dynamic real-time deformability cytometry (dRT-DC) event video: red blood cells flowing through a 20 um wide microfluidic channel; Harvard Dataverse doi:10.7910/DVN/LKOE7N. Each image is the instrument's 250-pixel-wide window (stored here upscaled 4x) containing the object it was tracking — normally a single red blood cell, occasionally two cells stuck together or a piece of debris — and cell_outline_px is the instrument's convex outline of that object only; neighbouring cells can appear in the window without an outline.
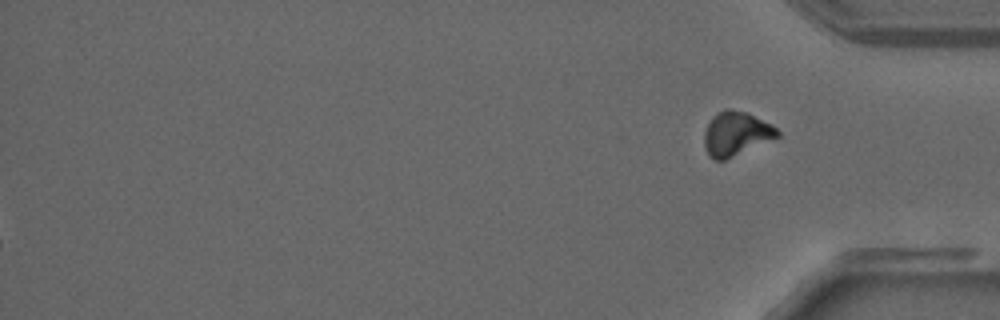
{"species": "common noctule bat (a hibernating species)", "species_latin": "Nyctalus noctula", "temperature_condition": "warm", "stored_images_in_passage": 32, "segment_of_instrument_passage": [2, 2], "camera_frame_rate_fps": 3000, "um_per_image_px": 0.085, "animal": {"sex": "male", "forearm_length_mm": 52.5}, "frame": {"image": 1, "passage_image": 32, "time_ms": 10.333, "image_size_px": [1000, 320], "cell_outline_px": [[780, 136], [724, 160], [716, 160], [708, 156], [704, 144], [704, 132], [712, 116], [724, 108], [732, 108], [748, 112], [772, 124], [780, 132]], "centroid_in_image_um": [62.56, 11.33], "position_along_channel_um": 372.6, "area_um2": 18.9}}